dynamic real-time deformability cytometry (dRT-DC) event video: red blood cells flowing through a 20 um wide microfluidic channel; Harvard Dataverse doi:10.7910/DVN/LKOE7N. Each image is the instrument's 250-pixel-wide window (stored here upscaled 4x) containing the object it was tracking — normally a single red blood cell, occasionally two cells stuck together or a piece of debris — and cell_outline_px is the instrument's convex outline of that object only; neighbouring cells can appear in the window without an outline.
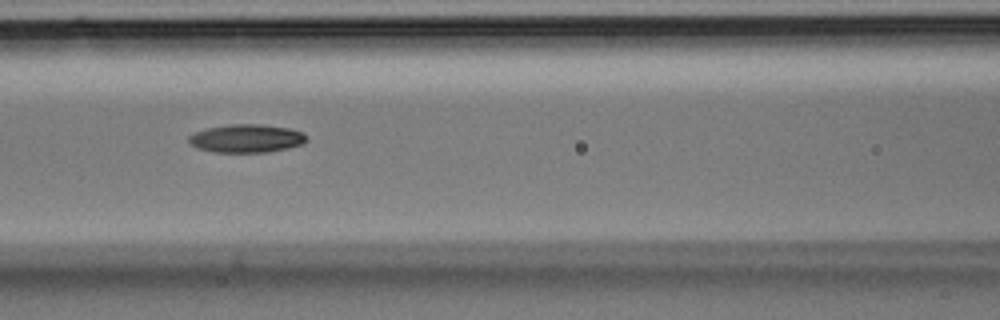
{"species": "Egyptian fruit bat (a non-hibernating species)", "species_latin": "Rousettus aegyptiacus", "temperature_condition": "room temperature", "stored_images_in_passage": 30, "camera_frame_rate_fps": 3000, "um_per_image_px": 0.085, "animal": {"sex": "male"}, "frame": {"image": 1, "passage_image": 14, "time_ms": 4.333, "image_size_px": [1000, 320], "cell_outline_px": [[308, 140], [300, 144], [288, 148], [268, 152], [212, 152], [196, 148], [188, 144], [188, 136], [196, 132], [208, 128], [228, 124], [260, 124], [288, 128], [300, 132]], "centroid_in_image_um": [20.88, 11.77], "position_along_channel_um": 145.7, "area_um2": 19.31}}
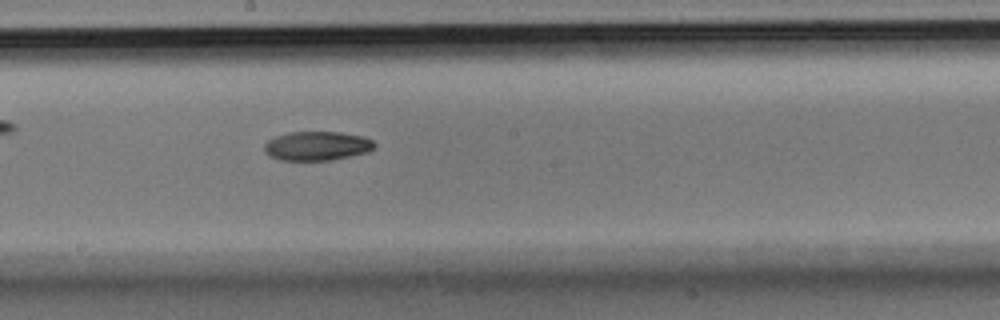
{"frame": {"image": 2, "passage_image": 18, "time_ms": 5.667, "image_size_px": [1000, 320], "cell_outline_px": [[376, 144], [368, 152], [328, 160], [280, 160], [268, 156], [264, 152], [264, 144], [268, 140], [276, 136], [288, 132], [340, 132], [364, 136], [372, 140]], "centroid_in_image_um": [26.91, 12.4], "position_along_channel_um": 221.3, "area_um2": 18.67}}
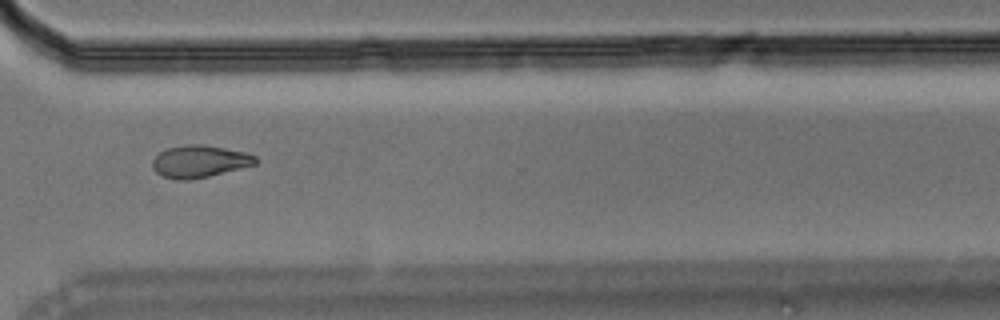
{"frame": {"image": 3, "passage_image": 25, "time_ms": 8.0, "image_size_px": [1000, 320], "cell_outline_px": [[256, 164], [208, 176], [188, 180], [176, 180], [164, 176], [156, 172], [152, 168], [152, 160], [160, 152], [168, 148], [188, 144], [200, 144], [224, 148], [244, 152], [256, 156]], "centroid_in_image_um": [16.93, 13.72], "position_along_channel_um": 353.7, "area_um2": 19.07}}